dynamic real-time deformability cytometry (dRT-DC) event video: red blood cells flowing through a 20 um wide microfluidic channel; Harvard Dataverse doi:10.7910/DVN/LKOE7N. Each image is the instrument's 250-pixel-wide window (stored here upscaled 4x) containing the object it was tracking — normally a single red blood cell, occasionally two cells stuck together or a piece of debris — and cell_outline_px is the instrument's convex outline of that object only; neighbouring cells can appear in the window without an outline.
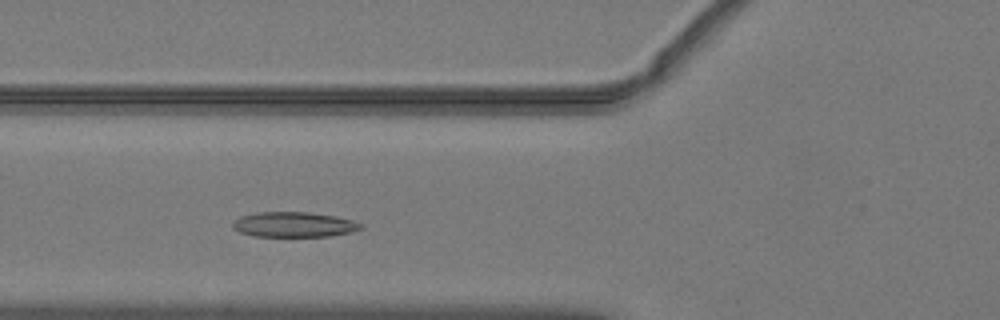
{"species": "common noctule bat (a hibernating species)", "species_latin": "Nyctalus noctula", "temperature_condition": "warm", "stored_images_in_passage": 38, "camera_frame_rate_fps": 3000, "um_per_image_px": 0.085, "animal": {"sex": "male", "body_mass_g": 19.2, "forearm_length_mm": 51.8}, "frame": {"image": 1, "passage_image": 6, "time_ms": 1.667, "image_size_px": [1000, 320], "cell_outline_px": [[364, 228], [352, 232], [328, 236], [256, 236], [240, 232], [232, 228], [232, 220], [240, 216], [256, 212], [308, 212], [336, 216], [352, 220], [364, 224]], "centroid_in_image_um": [24.99, 19.08], "position_along_channel_um": 100.8, "area_um2": 18.9}}
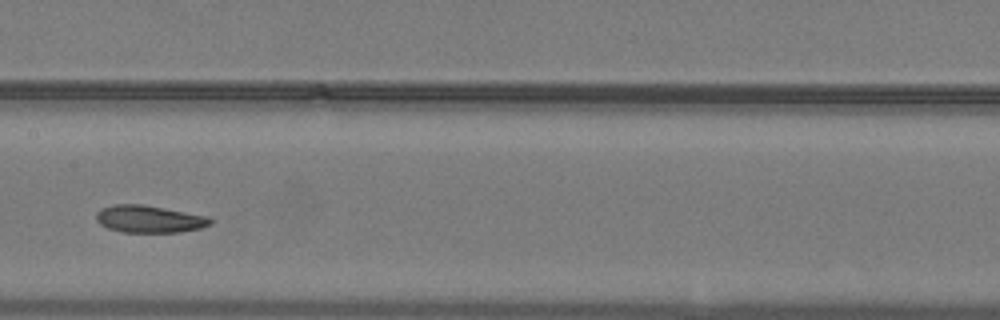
{"frame": {"image": 2, "passage_image": 13, "time_ms": 4.0, "image_size_px": [1000, 320], "cell_outline_px": [[212, 224], [200, 228], [180, 232], [120, 232], [108, 228], [100, 224], [96, 220], [96, 212], [100, 208], [116, 204], [140, 204], [208, 216], [212, 220]], "centroid_in_image_um": [12.66, 18.62], "position_along_channel_um": 194.7, "area_um2": 18.09}}
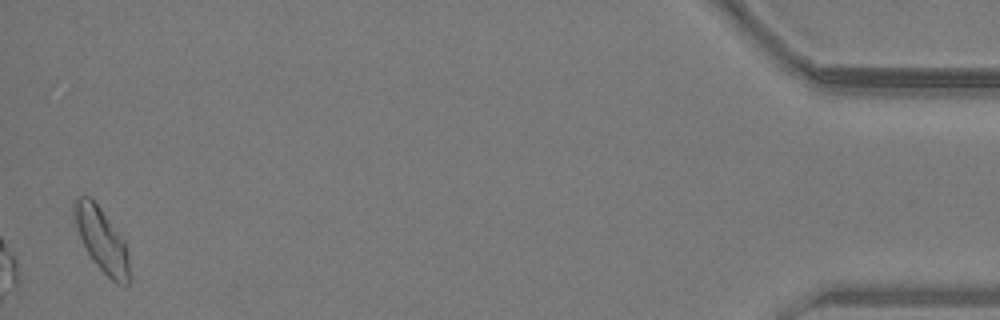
{"frame": {"image": 3, "passage_image": 37, "time_ms": 12.0, "image_size_px": [1000, 320], "cell_outline_px": [[132, 280], [128, 284], [116, 284], [92, 260], [80, 236], [72, 216], [72, 204], [76, 196], [88, 196], [100, 208], [124, 240], [128, 256]], "centroid_in_image_um": [8.65, 20.4], "position_along_channel_um": 426.6, "area_um2": 20.46}, "authors_computed_cell_mechanics": {"area_um2": 18.7272, "velocity_mm_per_s": 4.0027, "shape_relaxation_time_tau1_ms": 5.0552, "shape_relaxation_time_tau2_ms": 4.5066, "deformation_change_tau1": 0.1313, "deformation_change_tau2": 0.1007}}